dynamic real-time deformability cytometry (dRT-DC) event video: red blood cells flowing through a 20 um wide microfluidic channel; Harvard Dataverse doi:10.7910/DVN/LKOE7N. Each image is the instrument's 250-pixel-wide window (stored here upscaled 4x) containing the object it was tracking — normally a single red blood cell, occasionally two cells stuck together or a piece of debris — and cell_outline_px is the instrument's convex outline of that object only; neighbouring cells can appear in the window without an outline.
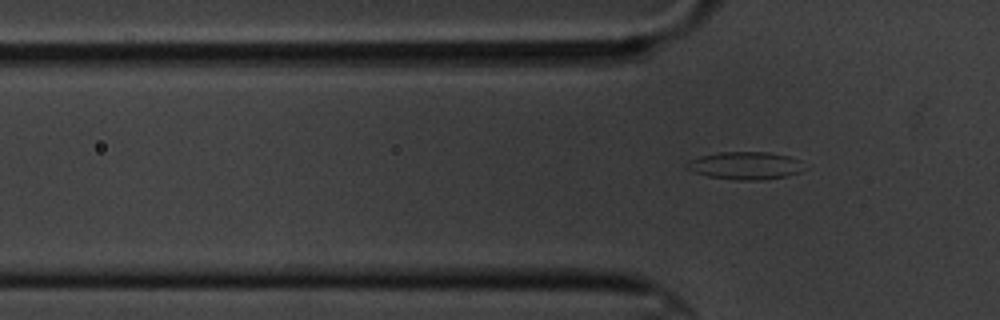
{"species": "common noctule bat (a hibernating species)", "species_latin": "Nyctalus noctula", "temperature_condition": "cold", "stored_images_in_passage": 7, "segment_of_instrument_passage": [2, 2], "camera_frame_rate_fps": 3000, "um_per_image_px": 0.085, "animal": {"sex": "male", "body_mass_g": 20.1, "forearm_length_mm": 53.5}, "frame": {"image": 1, "passage_image": 7, "time_ms": 7.0, "image_size_px": [1000, 320], "cell_outline_px": [[800, 172], [784, 176], [760, 180], [736, 180], [708, 176], [684, 168], [684, 164], [688, 160], [700, 156], [720, 152], [768, 152], [788, 156], [800, 160]], "centroid_in_image_um": [63.26, 14.07], "position_along_channel_um": 62.5, "area_um2": 18.73}}